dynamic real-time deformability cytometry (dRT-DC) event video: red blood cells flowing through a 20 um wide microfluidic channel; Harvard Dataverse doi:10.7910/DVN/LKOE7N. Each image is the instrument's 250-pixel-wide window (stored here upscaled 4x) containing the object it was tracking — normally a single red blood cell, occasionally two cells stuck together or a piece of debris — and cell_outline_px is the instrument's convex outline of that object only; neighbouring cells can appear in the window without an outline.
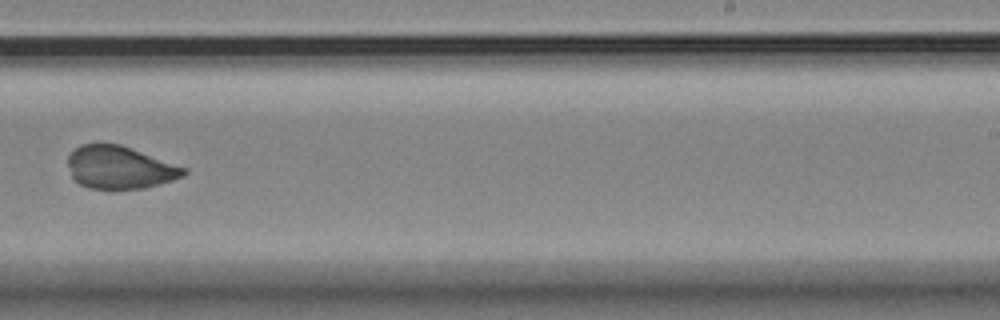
{"species": "Egyptian fruit bat (a non-hibernating species)", "species_latin": "Rousettus aegyptiacus", "temperature_condition": "room temperature", "stored_images_in_passage": 12, "camera_frame_rate_fps": 3000, "um_per_image_px": 0.085, "animal": {"sex": "female"}, "frame": {"image": 1, "passage_image": 12, "time_ms": 13.333, "image_size_px": [1000, 320], "cell_outline_px": [[188, 172], [184, 176], [172, 180], [144, 188], [88, 188], [80, 184], [72, 176], [68, 164], [68, 156], [80, 144], [120, 144], [132, 148], [188, 168]], "centroid_in_image_um": [10.21, 14.22], "position_along_channel_um": 278.8, "area_um2": 28.61}}